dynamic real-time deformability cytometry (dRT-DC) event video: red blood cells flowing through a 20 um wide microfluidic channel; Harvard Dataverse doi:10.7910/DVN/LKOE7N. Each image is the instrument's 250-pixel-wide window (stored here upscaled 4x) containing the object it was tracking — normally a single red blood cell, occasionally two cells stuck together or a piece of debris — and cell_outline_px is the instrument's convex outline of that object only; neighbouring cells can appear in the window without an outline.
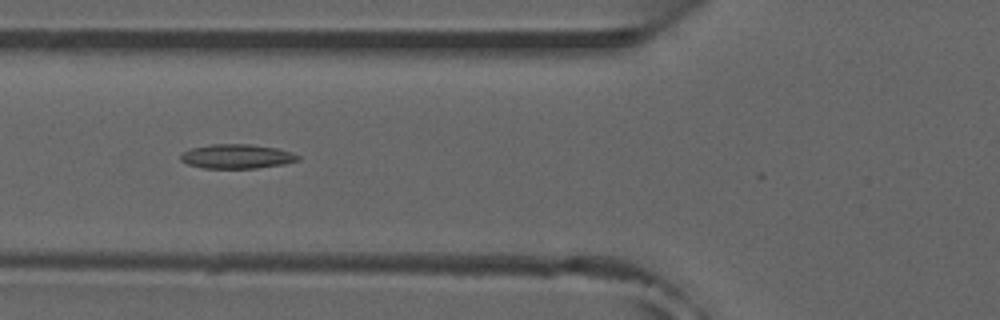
{"species": "common noctule bat (a hibernating species)", "species_latin": "Nyctalus noctula", "temperature_condition": "room temperature", "stored_images_in_passage": 11, "camera_frame_rate_fps": 3000, "um_per_image_px": 0.085, "animal": {"sex": "male", "forearm_length_mm": 52.5}, "frame": {"image": 1, "passage_image": 6, "time_ms": 1.667, "image_size_px": [1000, 320], "cell_outline_px": [[300, 160], [284, 164], [256, 168], [204, 168], [188, 164], [180, 160], [180, 156], [184, 152], [192, 148], [212, 144], [252, 144], [276, 148], [292, 152], [300, 156]], "centroid_in_image_um": [20.16, 13.29], "position_along_channel_um": 105.6, "area_um2": 16.59}}
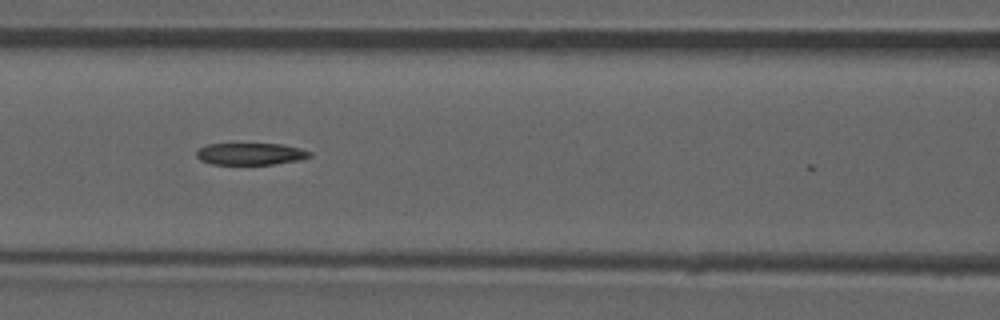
{"frame": {"image": 2, "passage_image": 9, "time_ms": 2.667, "image_size_px": [1000, 320], "cell_outline_px": [[312, 156], [300, 160], [276, 164], [212, 164], [200, 160], [196, 156], [196, 152], [200, 148], [208, 144], [280, 144], [300, 148], [312, 152]], "centroid_in_image_um": [21.32, 13.08], "position_along_channel_um": 145.3, "area_um2": 14.45}}